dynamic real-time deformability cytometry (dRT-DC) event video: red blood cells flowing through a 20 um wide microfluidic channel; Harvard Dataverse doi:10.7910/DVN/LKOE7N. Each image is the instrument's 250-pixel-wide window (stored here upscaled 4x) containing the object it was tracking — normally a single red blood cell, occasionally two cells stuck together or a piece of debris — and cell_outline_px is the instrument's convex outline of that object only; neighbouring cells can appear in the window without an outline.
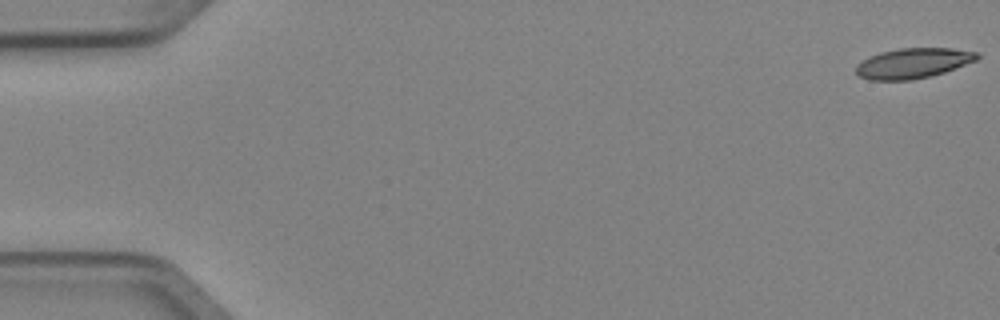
{"species": "Egyptian fruit bat (a non-hibernating species)", "species_latin": "Rousettus aegyptiacus", "temperature_condition": "cold", "stored_images_in_passage": 4, "camera_frame_rate_fps": 3000, "um_per_image_px": 0.085, "animal": {"sex": "female"}, "frame": {"image": 1, "passage_image": 1, "time_ms": 0.0, "image_size_px": [1000, 320], "cell_outline_px": [[980, 56], [976, 60], [944, 72], [928, 76], [908, 80], [868, 80], [860, 76], [856, 72], [856, 64], [868, 56], [880, 52], [900, 48], [952, 48], [980, 52]], "centroid_in_image_um": [77.6, 5.36], "position_along_channel_um": 7.4, "area_um2": 21.27}}
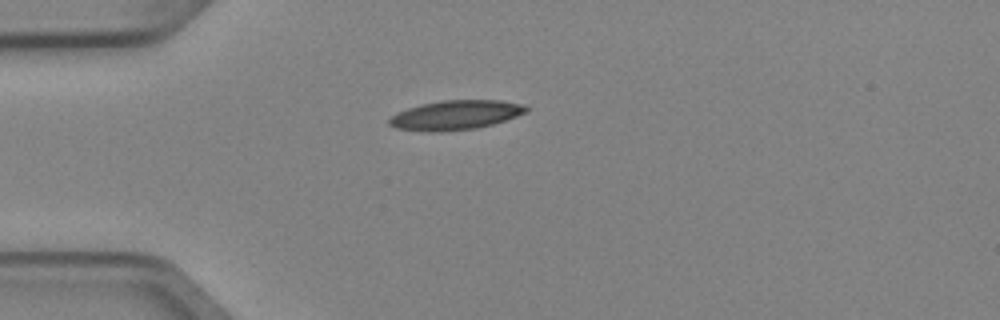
{"frame": {"image": 2, "passage_image": 4, "time_ms": 1.0, "image_size_px": [1000, 320], "cell_outline_px": [[528, 112], [492, 124], [476, 128], [432, 132], [396, 128], [388, 124], [388, 120], [396, 112], [420, 104], [440, 100], [500, 100], [520, 104], [528, 108]], "centroid_in_image_um": [38.69, 9.77], "position_along_channel_um": 46.3, "area_um2": 23.29}}